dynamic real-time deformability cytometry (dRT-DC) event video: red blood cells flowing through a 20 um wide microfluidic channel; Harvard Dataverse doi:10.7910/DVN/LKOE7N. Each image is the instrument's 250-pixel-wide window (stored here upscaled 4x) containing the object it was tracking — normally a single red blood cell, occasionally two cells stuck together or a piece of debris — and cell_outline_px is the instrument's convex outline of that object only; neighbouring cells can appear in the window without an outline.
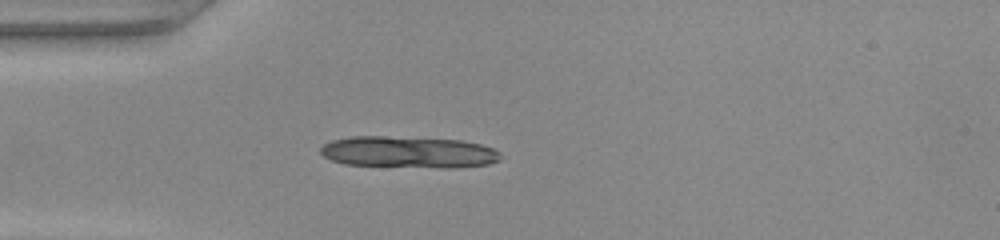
{"species": "common noctule bat (a hibernating species)", "species_latin": "Nyctalus noctula", "temperature_condition": "warm", "stored_images_in_passage": 36, "camera_frame_rate_fps": 3000, "um_per_image_px": 0.085, "animal": {"sex": "female", "body_mass_g": 22.0, "forearm_length_mm": 56.7}, "frame": {"image": 1, "passage_image": 1, "time_ms": 0.0, "image_size_px": [1000, 240], "cell_outline_px": [[500, 160], [488, 164], [456, 168], [444, 168], [344, 164], [332, 160], [324, 156], [320, 152], [320, 148], [324, 144], [332, 140], [352, 136], [384, 136], [460, 140], [480, 144], [492, 148], [500, 152]], "centroid_in_image_um": [34.73, 12.93], "position_along_channel_um": 50.3, "area_um2": 33.12}}